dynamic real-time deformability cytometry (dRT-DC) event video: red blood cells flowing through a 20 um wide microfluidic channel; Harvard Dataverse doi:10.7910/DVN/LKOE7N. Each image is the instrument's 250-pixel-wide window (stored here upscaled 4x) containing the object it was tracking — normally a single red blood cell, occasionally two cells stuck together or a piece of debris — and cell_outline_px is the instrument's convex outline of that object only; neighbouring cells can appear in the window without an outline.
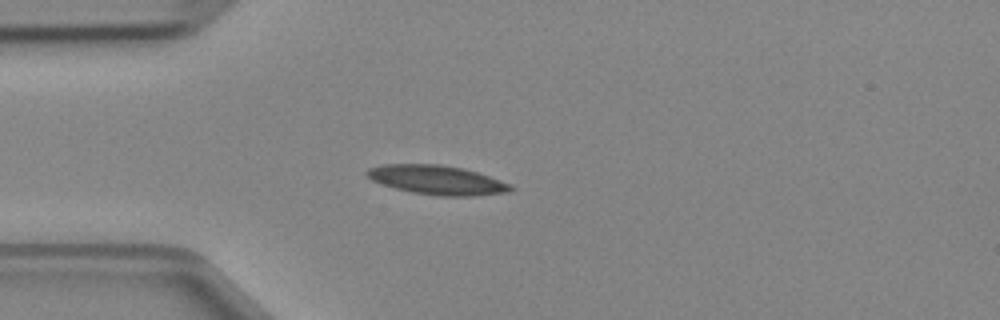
{"species": "Egyptian fruit bat (a non-hibernating species)", "species_latin": "Rousettus aegyptiacus", "temperature_condition": "cold", "stored_images_in_passage": 1, "camera_frame_rate_fps": 3000, "um_per_image_px": 0.085, "animal": {"sex": "female"}, "frame": {"image": 1, "passage_image": 1, "time_ms": 0.0, "image_size_px": [1000, 320], "cell_outline_px": [[516, 188], [512, 192], [476, 196], [440, 196], [412, 192], [396, 188], [372, 180], [364, 172], [368, 168], [384, 164], [440, 164], [464, 168], [512, 184]], "centroid_in_image_um": [37.21, 15.3], "position_along_channel_um": 47.8, "area_um2": 24.57}}